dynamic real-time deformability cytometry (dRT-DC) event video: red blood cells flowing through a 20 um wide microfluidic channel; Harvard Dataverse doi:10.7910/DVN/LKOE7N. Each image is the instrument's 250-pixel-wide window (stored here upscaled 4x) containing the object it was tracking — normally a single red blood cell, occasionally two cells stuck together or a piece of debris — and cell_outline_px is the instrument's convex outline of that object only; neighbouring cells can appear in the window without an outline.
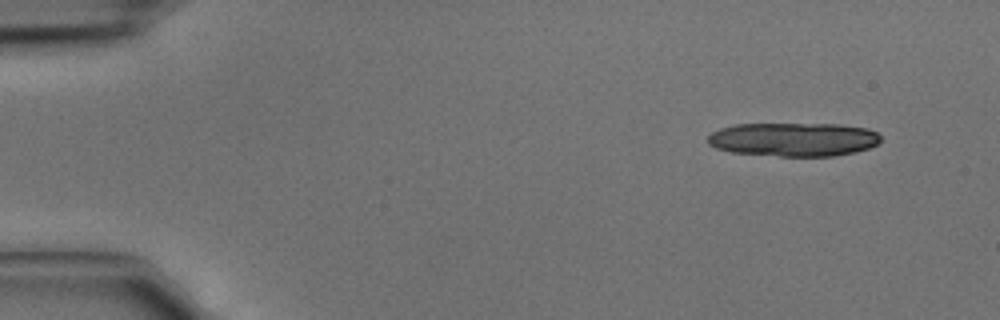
{"species": "common noctule bat (a hibernating species)", "species_latin": "Nyctalus noctula", "temperature_condition": "cold", "stored_images_in_passage": 4, "camera_frame_rate_fps": 3000, "um_per_image_px": 0.085, "animal": {"sex": "male", "body_mass_g": 15.6}, "frame": {"image": 1, "passage_image": 1, "time_ms": 0.0, "image_size_px": [1000, 320], "cell_outline_px": [[880, 140], [876, 144], [868, 148], [836, 156], [780, 156], [732, 152], [716, 148], [708, 144], [708, 136], [712, 132], [720, 128], [736, 124], [840, 124], [868, 128], [876, 132], [880, 136]], "centroid_in_image_um": [67.44, 11.84], "position_along_channel_um": 17.6, "area_um2": 33.99}}
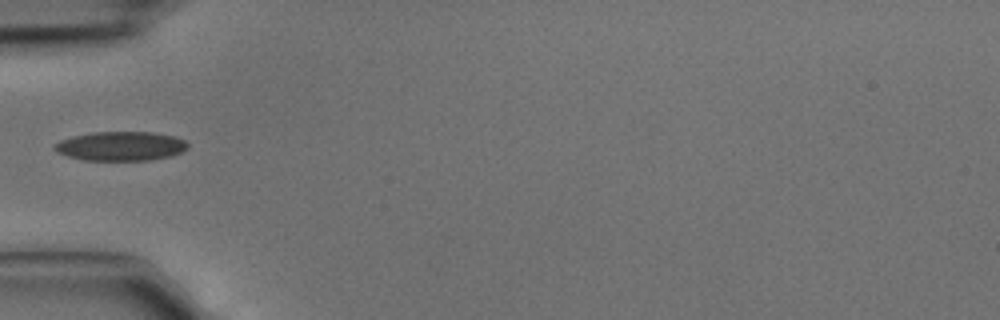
{"frame": {"image": 2, "passage_image": 4, "time_ms": 1.0, "image_size_px": [1000, 320], "cell_outline_px": [[188, 148], [172, 156], [148, 160], [84, 160], [68, 156], [56, 152], [52, 148], [52, 144], [60, 140], [72, 136], [92, 132], [152, 132], [172, 136], [184, 140], [188, 144]], "centroid_in_image_um": [10.21, 12.42], "position_along_channel_um": 74.8, "area_um2": 22.72}}